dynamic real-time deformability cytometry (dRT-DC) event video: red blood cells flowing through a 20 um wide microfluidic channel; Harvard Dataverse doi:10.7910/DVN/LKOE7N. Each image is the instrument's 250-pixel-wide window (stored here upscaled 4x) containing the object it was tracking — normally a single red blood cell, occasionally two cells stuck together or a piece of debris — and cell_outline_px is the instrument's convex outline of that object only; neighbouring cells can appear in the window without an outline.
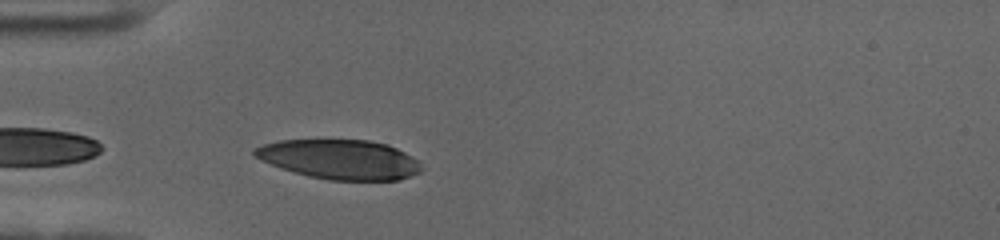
{"species": "human", "species_latin": "Homo sapiens", "temperature_condition": "cold", "stored_images_in_passage": 17, "camera_frame_rate_fps": 3000, "um_per_image_px": 0.085, "donor": {"sex": "female"}, "frame": {"image": 1, "passage_image": 2, "time_ms": 0.333, "image_size_px": [1000, 240], "cell_outline_px": [[424, 168], [420, 172], [400, 180], [328, 180], [308, 176], [280, 168], [260, 160], [252, 156], [252, 152], [256, 148], [264, 144], [280, 140], [368, 140], [388, 144], [412, 156]], "centroid_in_image_um": [28.88, 13.55], "position_along_channel_um": 56.1, "area_um2": 38.55}}
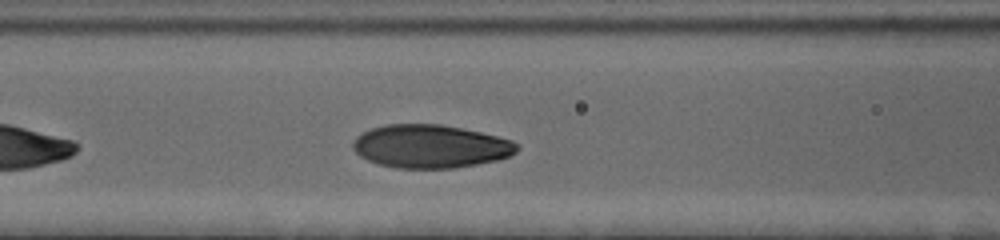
{"frame": {"image": 2, "passage_image": 9, "time_ms": 2.667, "image_size_px": [1000, 240], "cell_outline_px": [[520, 148], [516, 152], [508, 156], [496, 160], [476, 164], [452, 168], [396, 168], [380, 164], [368, 160], [360, 156], [352, 148], [352, 144], [356, 136], [372, 128], [388, 124], [440, 124], [480, 132], [512, 140]], "centroid_in_image_um": [36.57, 12.44], "position_along_channel_um": 130.0, "area_um2": 41.04}}
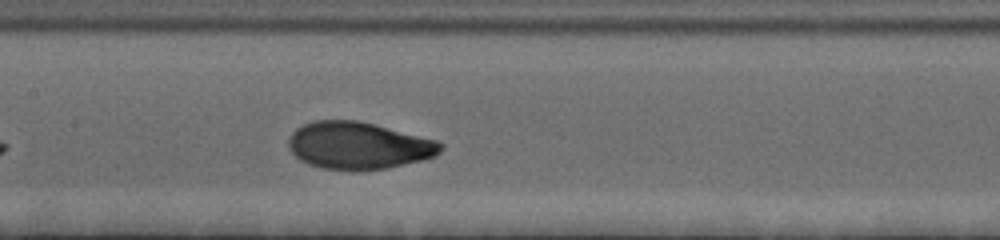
{"frame": {"image": 3, "passage_image": 13, "time_ms": 4.0, "image_size_px": [1000, 240], "cell_outline_px": [[444, 148], [436, 156], [388, 168], [324, 168], [308, 164], [300, 160], [288, 148], [288, 140], [292, 132], [296, 128], [312, 120], [356, 120], [436, 140], [444, 144]], "centroid_in_image_um": [30.45, 12.34], "position_along_channel_um": 176.9, "area_um2": 41.04}}